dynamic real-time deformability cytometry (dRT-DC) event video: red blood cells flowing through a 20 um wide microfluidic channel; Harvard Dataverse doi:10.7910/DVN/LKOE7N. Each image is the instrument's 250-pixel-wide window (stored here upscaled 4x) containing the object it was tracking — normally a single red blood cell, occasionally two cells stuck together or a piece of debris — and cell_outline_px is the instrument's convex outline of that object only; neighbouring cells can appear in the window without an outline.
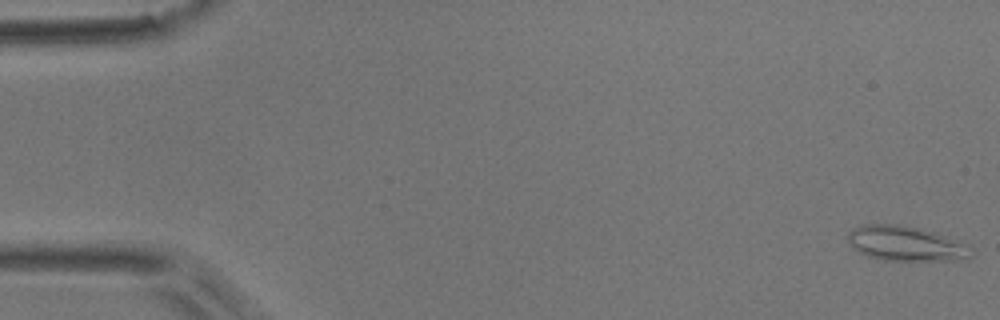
{"species": "common noctule bat (a hibernating species)", "species_latin": "Nyctalus noctula", "temperature_condition": "room temperature", "stored_images_in_passage": 4, "camera_frame_rate_fps": 3000, "um_per_image_px": 0.085, "animal": {"sex": "male", "body_mass_g": 17.9}, "frame": {"image": 1, "passage_image": 1, "time_ms": 0.0, "image_size_px": [1000, 320], "cell_outline_px": [[972, 256], [964, 260], [884, 260], [868, 256], [852, 248], [848, 240], [848, 232], [852, 228], [860, 224], [900, 224], [920, 228], [968, 244], [972, 248]], "centroid_in_image_um": [76.98, 20.7], "position_along_channel_um": 8.0, "area_um2": 25.14}}